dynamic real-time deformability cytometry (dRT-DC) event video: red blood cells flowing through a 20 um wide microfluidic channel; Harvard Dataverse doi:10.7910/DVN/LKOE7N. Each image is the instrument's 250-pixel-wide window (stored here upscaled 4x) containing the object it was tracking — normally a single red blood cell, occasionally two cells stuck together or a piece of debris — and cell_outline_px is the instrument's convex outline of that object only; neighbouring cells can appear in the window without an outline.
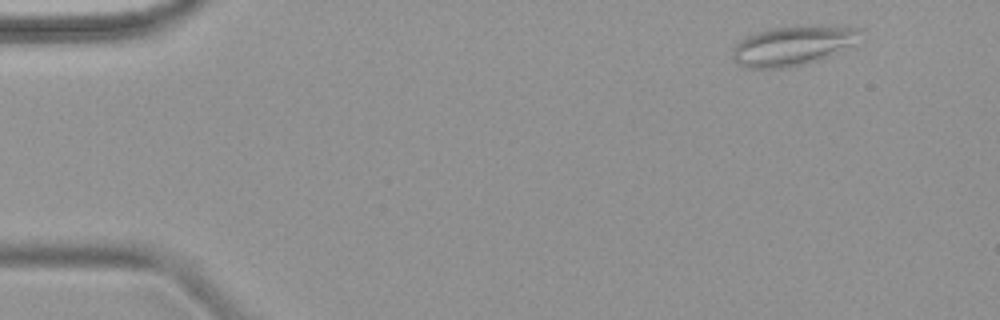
{"species": "common noctule bat (a hibernating species)", "species_latin": "Nyctalus noctula", "temperature_condition": "warm", "stored_images_in_passage": 5, "camera_frame_rate_fps": 3000, "um_per_image_px": 0.085, "animal": {"sex": "female", "body_mass_g": 18.4}, "frame": {"image": 1, "passage_image": 2, "time_ms": 1.333, "image_size_px": [1000, 320], "cell_outline_px": [[864, 28], [848, 44], [820, 60], [788, 68], [748, 68], [736, 64], [732, 56], [732, 48], [740, 40], [756, 32], [768, 28], [808, 24], [816, 24]], "centroid_in_image_um": [67.28, 3.86], "position_along_channel_um": 17.7, "area_um2": 29.36}}